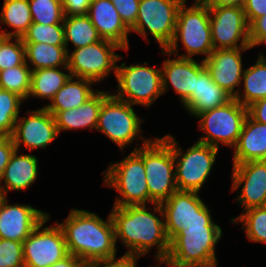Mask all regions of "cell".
<instances>
[{
    "instance_id": "6da1fadb",
    "label": "cell",
    "mask_w": 266,
    "mask_h": 267,
    "mask_svg": "<svg viewBox=\"0 0 266 267\" xmlns=\"http://www.w3.org/2000/svg\"><path fill=\"white\" fill-rule=\"evenodd\" d=\"M153 213L146 205L113 206L110 213L114 225L115 241L120 238L128 247L124 255L143 256L156 245V259L163 263L168 256L170 240L165 231V223L154 212L164 217L160 203H154Z\"/></svg>"
},
{
    "instance_id": "7a4b0ae2",
    "label": "cell",
    "mask_w": 266,
    "mask_h": 267,
    "mask_svg": "<svg viewBox=\"0 0 266 267\" xmlns=\"http://www.w3.org/2000/svg\"><path fill=\"white\" fill-rule=\"evenodd\" d=\"M61 227L67 251L87 266L115 259L117 249L114 225L110 214L107 222L95 213L72 209Z\"/></svg>"
},
{
    "instance_id": "3957f363",
    "label": "cell",
    "mask_w": 266,
    "mask_h": 267,
    "mask_svg": "<svg viewBox=\"0 0 266 267\" xmlns=\"http://www.w3.org/2000/svg\"><path fill=\"white\" fill-rule=\"evenodd\" d=\"M171 240L167 258L169 267H217L215 246L222 229L213 221L194 222L187 225Z\"/></svg>"
},
{
    "instance_id": "277c9868",
    "label": "cell",
    "mask_w": 266,
    "mask_h": 267,
    "mask_svg": "<svg viewBox=\"0 0 266 267\" xmlns=\"http://www.w3.org/2000/svg\"><path fill=\"white\" fill-rule=\"evenodd\" d=\"M143 159L149 203H161L168 199L177 189L175 181V160L171 148V135L163 138L144 140L143 146L134 148Z\"/></svg>"
},
{
    "instance_id": "5b68a950",
    "label": "cell",
    "mask_w": 266,
    "mask_h": 267,
    "mask_svg": "<svg viewBox=\"0 0 266 267\" xmlns=\"http://www.w3.org/2000/svg\"><path fill=\"white\" fill-rule=\"evenodd\" d=\"M183 1L177 13L175 34L172 42L166 49H162L169 56L178 54V41L180 40L187 54L181 58H191L196 54L206 55L213 52L211 39L210 13L208 6L202 0H195L193 6L187 7Z\"/></svg>"
},
{
    "instance_id": "8992f818",
    "label": "cell",
    "mask_w": 266,
    "mask_h": 267,
    "mask_svg": "<svg viewBox=\"0 0 266 267\" xmlns=\"http://www.w3.org/2000/svg\"><path fill=\"white\" fill-rule=\"evenodd\" d=\"M104 173V184L121 196L113 206L146 205L149 193L143 159L133 150L120 162L111 164Z\"/></svg>"
},
{
    "instance_id": "52a82bcc",
    "label": "cell",
    "mask_w": 266,
    "mask_h": 267,
    "mask_svg": "<svg viewBox=\"0 0 266 267\" xmlns=\"http://www.w3.org/2000/svg\"><path fill=\"white\" fill-rule=\"evenodd\" d=\"M248 108L232 98L225 105L200 113V130L205 132L197 142L219 149L223 143L235 147L241 134Z\"/></svg>"
},
{
    "instance_id": "ba28073f",
    "label": "cell",
    "mask_w": 266,
    "mask_h": 267,
    "mask_svg": "<svg viewBox=\"0 0 266 267\" xmlns=\"http://www.w3.org/2000/svg\"><path fill=\"white\" fill-rule=\"evenodd\" d=\"M146 65V62L143 65H117L118 94H114L116 98L131 105L149 107L163 94L162 70Z\"/></svg>"
},
{
    "instance_id": "9c48e42d",
    "label": "cell",
    "mask_w": 266,
    "mask_h": 267,
    "mask_svg": "<svg viewBox=\"0 0 266 267\" xmlns=\"http://www.w3.org/2000/svg\"><path fill=\"white\" fill-rule=\"evenodd\" d=\"M177 145L178 143L171 135L177 189L198 192L211 172L219 149L196 141L183 153L184 151Z\"/></svg>"
},
{
    "instance_id": "30bf717a",
    "label": "cell",
    "mask_w": 266,
    "mask_h": 267,
    "mask_svg": "<svg viewBox=\"0 0 266 267\" xmlns=\"http://www.w3.org/2000/svg\"><path fill=\"white\" fill-rule=\"evenodd\" d=\"M123 49L118 44L102 39L88 46L74 49L68 53L67 67L71 76L99 82L106 78L111 70L116 76V63L122 58L115 50Z\"/></svg>"
},
{
    "instance_id": "8fae6325",
    "label": "cell",
    "mask_w": 266,
    "mask_h": 267,
    "mask_svg": "<svg viewBox=\"0 0 266 267\" xmlns=\"http://www.w3.org/2000/svg\"><path fill=\"white\" fill-rule=\"evenodd\" d=\"M183 1L140 0L136 22L130 32H137L146 39L148 30L161 49H166L173 40L177 13Z\"/></svg>"
},
{
    "instance_id": "7c38bea8",
    "label": "cell",
    "mask_w": 266,
    "mask_h": 267,
    "mask_svg": "<svg viewBox=\"0 0 266 267\" xmlns=\"http://www.w3.org/2000/svg\"><path fill=\"white\" fill-rule=\"evenodd\" d=\"M132 106L109 93L99 111L96 130L109 137L121 150L142 132L140 126L143 120Z\"/></svg>"
},
{
    "instance_id": "4fadbf2b",
    "label": "cell",
    "mask_w": 266,
    "mask_h": 267,
    "mask_svg": "<svg viewBox=\"0 0 266 267\" xmlns=\"http://www.w3.org/2000/svg\"><path fill=\"white\" fill-rule=\"evenodd\" d=\"M49 218L48 215L22 242L24 267H51L69 254L63 231L57 222L41 230Z\"/></svg>"
},
{
    "instance_id": "5bb4252c",
    "label": "cell",
    "mask_w": 266,
    "mask_h": 267,
    "mask_svg": "<svg viewBox=\"0 0 266 267\" xmlns=\"http://www.w3.org/2000/svg\"><path fill=\"white\" fill-rule=\"evenodd\" d=\"M211 39L214 50L251 48L249 24L242 6L226 5L208 7ZM242 40L240 45L238 41Z\"/></svg>"
},
{
    "instance_id": "9a60e30c",
    "label": "cell",
    "mask_w": 266,
    "mask_h": 267,
    "mask_svg": "<svg viewBox=\"0 0 266 267\" xmlns=\"http://www.w3.org/2000/svg\"><path fill=\"white\" fill-rule=\"evenodd\" d=\"M199 192L177 190L168 199L161 202L165 231L171 240L187 225L194 222L213 221L208 207L199 197Z\"/></svg>"
},
{
    "instance_id": "2e32d148",
    "label": "cell",
    "mask_w": 266,
    "mask_h": 267,
    "mask_svg": "<svg viewBox=\"0 0 266 267\" xmlns=\"http://www.w3.org/2000/svg\"><path fill=\"white\" fill-rule=\"evenodd\" d=\"M28 113L17 119L11 135L16 150L21 143L29 150L46 148L59 135L54 116L45 107Z\"/></svg>"
},
{
    "instance_id": "e0dca14e",
    "label": "cell",
    "mask_w": 266,
    "mask_h": 267,
    "mask_svg": "<svg viewBox=\"0 0 266 267\" xmlns=\"http://www.w3.org/2000/svg\"><path fill=\"white\" fill-rule=\"evenodd\" d=\"M232 191L239 186L237 201L244 207L243 211L253 207H264L266 202V160L247 161L233 165Z\"/></svg>"
},
{
    "instance_id": "ac0fdd59",
    "label": "cell",
    "mask_w": 266,
    "mask_h": 267,
    "mask_svg": "<svg viewBox=\"0 0 266 267\" xmlns=\"http://www.w3.org/2000/svg\"><path fill=\"white\" fill-rule=\"evenodd\" d=\"M7 197L0 201V239L23 242L49 215L30 205H9Z\"/></svg>"
},
{
    "instance_id": "d6986e66",
    "label": "cell",
    "mask_w": 266,
    "mask_h": 267,
    "mask_svg": "<svg viewBox=\"0 0 266 267\" xmlns=\"http://www.w3.org/2000/svg\"><path fill=\"white\" fill-rule=\"evenodd\" d=\"M250 48L216 49L204 58L205 68L210 72L215 84L223 88L233 98L240 90L244 70L242 68L241 51ZM235 90V91H234Z\"/></svg>"
},
{
    "instance_id": "ffe728a7",
    "label": "cell",
    "mask_w": 266,
    "mask_h": 267,
    "mask_svg": "<svg viewBox=\"0 0 266 267\" xmlns=\"http://www.w3.org/2000/svg\"><path fill=\"white\" fill-rule=\"evenodd\" d=\"M86 15L102 39L112 41L124 50L129 49L130 30L122 22L111 0H92Z\"/></svg>"
},
{
    "instance_id": "44dd1931",
    "label": "cell",
    "mask_w": 266,
    "mask_h": 267,
    "mask_svg": "<svg viewBox=\"0 0 266 267\" xmlns=\"http://www.w3.org/2000/svg\"><path fill=\"white\" fill-rule=\"evenodd\" d=\"M204 68L203 60L200 63H197L192 58L181 57L164 60V64L161 67L163 93L167 91L170 83L183 103L195 91L198 74Z\"/></svg>"
},
{
    "instance_id": "7402d4cb",
    "label": "cell",
    "mask_w": 266,
    "mask_h": 267,
    "mask_svg": "<svg viewBox=\"0 0 266 267\" xmlns=\"http://www.w3.org/2000/svg\"><path fill=\"white\" fill-rule=\"evenodd\" d=\"M233 97L212 80L210 72L204 68L197 77L195 91L182 103L191 115L220 107Z\"/></svg>"
},
{
    "instance_id": "603a6c76",
    "label": "cell",
    "mask_w": 266,
    "mask_h": 267,
    "mask_svg": "<svg viewBox=\"0 0 266 267\" xmlns=\"http://www.w3.org/2000/svg\"><path fill=\"white\" fill-rule=\"evenodd\" d=\"M258 160H266V124L247 115L234 147L233 165Z\"/></svg>"
},
{
    "instance_id": "cb8c5ba5",
    "label": "cell",
    "mask_w": 266,
    "mask_h": 267,
    "mask_svg": "<svg viewBox=\"0 0 266 267\" xmlns=\"http://www.w3.org/2000/svg\"><path fill=\"white\" fill-rule=\"evenodd\" d=\"M108 91H97L84 104L77 108L65 111H49L55 118L58 133L62 130L80 128L95 129L99 117V111L103 100L108 96Z\"/></svg>"
},
{
    "instance_id": "d4e9b609",
    "label": "cell",
    "mask_w": 266,
    "mask_h": 267,
    "mask_svg": "<svg viewBox=\"0 0 266 267\" xmlns=\"http://www.w3.org/2000/svg\"><path fill=\"white\" fill-rule=\"evenodd\" d=\"M17 153L18 150H15L12 154L1 179L5 185L0 186L4 197L7 196L8 191L28 188L37 178V157L31 154L18 155Z\"/></svg>"
},
{
    "instance_id": "484cf974",
    "label": "cell",
    "mask_w": 266,
    "mask_h": 267,
    "mask_svg": "<svg viewBox=\"0 0 266 267\" xmlns=\"http://www.w3.org/2000/svg\"><path fill=\"white\" fill-rule=\"evenodd\" d=\"M71 76L63 87L54 95L51 103L45 106L48 111H65L77 108L90 99L95 93L91 88L92 80Z\"/></svg>"
},
{
    "instance_id": "4316f807",
    "label": "cell",
    "mask_w": 266,
    "mask_h": 267,
    "mask_svg": "<svg viewBox=\"0 0 266 267\" xmlns=\"http://www.w3.org/2000/svg\"><path fill=\"white\" fill-rule=\"evenodd\" d=\"M25 45L26 61L36 69L61 67L70 72L67 67L68 53L65 46H55L44 43H23Z\"/></svg>"
},
{
    "instance_id": "83f0119b",
    "label": "cell",
    "mask_w": 266,
    "mask_h": 267,
    "mask_svg": "<svg viewBox=\"0 0 266 267\" xmlns=\"http://www.w3.org/2000/svg\"><path fill=\"white\" fill-rule=\"evenodd\" d=\"M63 28L67 53L69 42L78 49L102 40L87 15H65Z\"/></svg>"
},
{
    "instance_id": "f1b7e54d",
    "label": "cell",
    "mask_w": 266,
    "mask_h": 267,
    "mask_svg": "<svg viewBox=\"0 0 266 267\" xmlns=\"http://www.w3.org/2000/svg\"><path fill=\"white\" fill-rule=\"evenodd\" d=\"M244 94L235 95V99L243 106L248 107L253 102L266 98V61L259 55L255 65L244 70ZM242 97V98H241Z\"/></svg>"
},
{
    "instance_id": "f546056e",
    "label": "cell",
    "mask_w": 266,
    "mask_h": 267,
    "mask_svg": "<svg viewBox=\"0 0 266 267\" xmlns=\"http://www.w3.org/2000/svg\"><path fill=\"white\" fill-rule=\"evenodd\" d=\"M71 74L56 68L36 69L31 72L30 96L52 100L69 80Z\"/></svg>"
},
{
    "instance_id": "4dcf8cb0",
    "label": "cell",
    "mask_w": 266,
    "mask_h": 267,
    "mask_svg": "<svg viewBox=\"0 0 266 267\" xmlns=\"http://www.w3.org/2000/svg\"><path fill=\"white\" fill-rule=\"evenodd\" d=\"M0 21L14 31H1L2 36L22 37L33 23L28 0H4Z\"/></svg>"
},
{
    "instance_id": "1f68e13d",
    "label": "cell",
    "mask_w": 266,
    "mask_h": 267,
    "mask_svg": "<svg viewBox=\"0 0 266 267\" xmlns=\"http://www.w3.org/2000/svg\"><path fill=\"white\" fill-rule=\"evenodd\" d=\"M26 61L23 65L0 71V88L14 92L24 99L29 98L31 67Z\"/></svg>"
},
{
    "instance_id": "d6a6232c",
    "label": "cell",
    "mask_w": 266,
    "mask_h": 267,
    "mask_svg": "<svg viewBox=\"0 0 266 267\" xmlns=\"http://www.w3.org/2000/svg\"><path fill=\"white\" fill-rule=\"evenodd\" d=\"M23 100L18 94L0 88V136L12 135Z\"/></svg>"
},
{
    "instance_id": "836d02e7",
    "label": "cell",
    "mask_w": 266,
    "mask_h": 267,
    "mask_svg": "<svg viewBox=\"0 0 266 267\" xmlns=\"http://www.w3.org/2000/svg\"><path fill=\"white\" fill-rule=\"evenodd\" d=\"M243 223L246 235L250 241L266 243V207H253L233 218L232 222Z\"/></svg>"
},
{
    "instance_id": "e575fe53",
    "label": "cell",
    "mask_w": 266,
    "mask_h": 267,
    "mask_svg": "<svg viewBox=\"0 0 266 267\" xmlns=\"http://www.w3.org/2000/svg\"><path fill=\"white\" fill-rule=\"evenodd\" d=\"M33 23L63 24L65 17L62 0H28Z\"/></svg>"
},
{
    "instance_id": "d590c367",
    "label": "cell",
    "mask_w": 266,
    "mask_h": 267,
    "mask_svg": "<svg viewBox=\"0 0 266 267\" xmlns=\"http://www.w3.org/2000/svg\"><path fill=\"white\" fill-rule=\"evenodd\" d=\"M23 43H44L65 46L63 24L32 23L21 37Z\"/></svg>"
},
{
    "instance_id": "8d00e7d4",
    "label": "cell",
    "mask_w": 266,
    "mask_h": 267,
    "mask_svg": "<svg viewBox=\"0 0 266 267\" xmlns=\"http://www.w3.org/2000/svg\"><path fill=\"white\" fill-rule=\"evenodd\" d=\"M14 38L15 42H11ZM26 62L25 45L21 37H0V71L23 65Z\"/></svg>"
},
{
    "instance_id": "74e56055",
    "label": "cell",
    "mask_w": 266,
    "mask_h": 267,
    "mask_svg": "<svg viewBox=\"0 0 266 267\" xmlns=\"http://www.w3.org/2000/svg\"><path fill=\"white\" fill-rule=\"evenodd\" d=\"M0 267H24L22 242L0 239Z\"/></svg>"
},
{
    "instance_id": "f35d334b",
    "label": "cell",
    "mask_w": 266,
    "mask_h": 267,
    "mask_svg": "<svg viewBox=\"0 0 266 267\" xmlns=\"http://www.w3.org/2000/svg\"><path fill=\"white\" fill-rule=\"evenodd\" d=\"M111 2L115 5L122 22L130 30L135 25L140 0H111Z\"/></svg>"
},
{
    "instance_id": "ab89813d",
    "label": "cell",
    "mask_w": 266,
    "mask_h": 267,
    "mask_svg": "<svg viewBox=\"0 0 266 267\" xmlns=\"http://www.w3.org/2000/svg\"><path fill=\"white\" fill-rule=\"evenodd\" d=\"M242 7L249 26L266 14V0H244Z\"/></svg>"
},
{
    "instance_id": "60d3db41",
    "label": "cell",
    "mask_w": 266,
    "mask_h": 267,
    "mask_svg": "<svg viewBox=\"0 0 266 267\" xmlns=\"http://www.w3.org/2000/svg\"><path fill=\"white\" fill-rule=\"evenodd\" d=\"M249 41L251 48L266 42V14L249 26Z\"/></svg>"
},
{
    "instance_id": "b9f144b4",
    "label": "cell",
    "mask_w": 266,
    "mask_h": 267,
    "mask_svg": "<svg viewBox=\"0 0 266 267\" xmlns=\"http://www.w3.org/2000/svg\"><path fill=\"white\" fill-rule=\"evenodd\" d=\"M15 150L16 147L11 136H0V184L4 169L10 162Z\"/></svg>"
},
{
    "instance_id": "7bdbcfd3",
    "label": "cell",
    "mask_w": 266,
    "mask_h": 267,
    "mask_svg": "<svg viewBox=\"0 0 266 267\" xmlns=\"http://www.w3.org/2000/svg\"><path fill=\"white\" fill-rule=\"evenodd\" d=\"M92 0H62L65 15H86Z\"/></svg>"
},
{
    "instance_id": "ee69618b",
    "label": "cell",
    "mask_w": 266,
    "mask_h": 267,
    "mask_svg": "<svg viewBox=\"0 0 266 267\" xmlns=\"http://www.w3.org/2000/svg\"><path fill=\"white\" fill-rule=\"evenodd\" d=\"M139 256L123 255L118 260L110 259L91 265L90 267H136Z\"/></svg>"
},
{
    "instance_id": "f6af8a7d",
    "label": "cell",
    "mask_w": 266,
    "mask_h": 267,
    "mask_svg": "<svg viewBox=\"0 0 266 267\" xmlns=\"http://www.w3.org/2000/svg\"><path fill=\"white\" fill-rule=\"evenodd\" d=\"M248 108V115L256 122L266 124V98L253 102Z\"/></svg>"
},
{
    "instance_id": "bcb514c9",
    "label": "cell",
    "mask_w": 266,
    "mask_h": 267,
    "mask_svg": "<svg viewBox=\"0 0 266 267\" xmlns=\"http://www.w3.org/2000/svg\"><path fill=\"white\" fill-rule=\"evenodd\" d=\"M51 267H88V266L81 259L71 254H68L65 258L56 262Z\"/></svg>"
},
{
    "instance_id": "7dc6e473",
    "label": "cell",
    "mask_w": 266,
    "mask_h": 267,
    "mask_svg": "<svg viewBox=\"0 0 266 267\" xmlns=\"http://www.w3.org/2000/svg\"><path fill=\"white\" fill-rule=\"evenodd\" d=\"M208 7L235 5L242 6L244 0H202Z\"/></svg>"
},
{
    "instance_id": "c3c4849f",
    "label": "cell",
    "mask_w": 266,
    "mask_h": 267,
    "mask_svg": "<svg viewBox=\"0 0 266 267\" xmlns=\"http://www.w3.org/2000/svg\"><path fill=\"white\" fill-rule=\"evenodd\" d=\"M3 197H4V196H3L2 191H1V189H0V201L2 200Z\"/></svg>"
},
{
    "instance_id": "681fc988",
    "label": "cell",
    "mask_w": 266,
    "mask_h": 267,
    "mask_svg": "<svg viewBox=\"0 0 266 267\" xmlns=\"http://www.w3.org/2000/svg\"><path fill=\"white\" fill-rule=\"evenodd\" d=\"M266 44V42H265ZM260 56L266 61V57L261 53Z\"/></svg>"
}]
</instances>
